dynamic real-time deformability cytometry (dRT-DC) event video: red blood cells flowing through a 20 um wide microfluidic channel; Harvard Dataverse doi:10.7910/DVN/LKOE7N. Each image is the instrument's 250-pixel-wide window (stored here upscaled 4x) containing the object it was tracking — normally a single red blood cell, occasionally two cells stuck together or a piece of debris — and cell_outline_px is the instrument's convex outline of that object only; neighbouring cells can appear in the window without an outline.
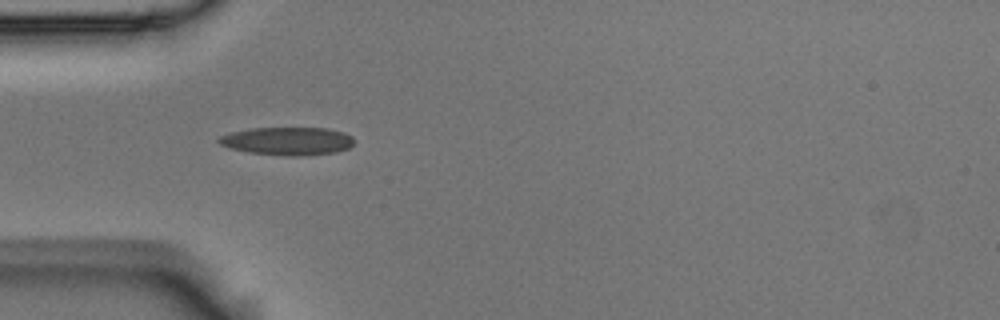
{"species": "Egyptian fruit bat (a non-hibernating species)", "species_latin": "Rousettus aegyptiacus", "temperature_condition": "room temperature", "stored_images_in_passage": 39, "camera_frame_rate_fps": 3000, "um_per_image_px": 0.085, "animal": {"sex": "male"}, "frame": {"image": 1, "passage_image": 1, "time_ms": 0.0, "image_size_px": [1000, 320], "cell_outline_px": [[352, 144], [348, 148], [336, 152], [300, 156], [284, 156], [248, 152], [228, 148], [220, 144], [216, 140], [220, 136], [232, 132], [252, 128], [328, 128], [344, 132], [352, 136]], "centroid_in_image_um": [24.42, 11.99], "position_along_channel_um": 60.6, "area_um2": 22.14}}
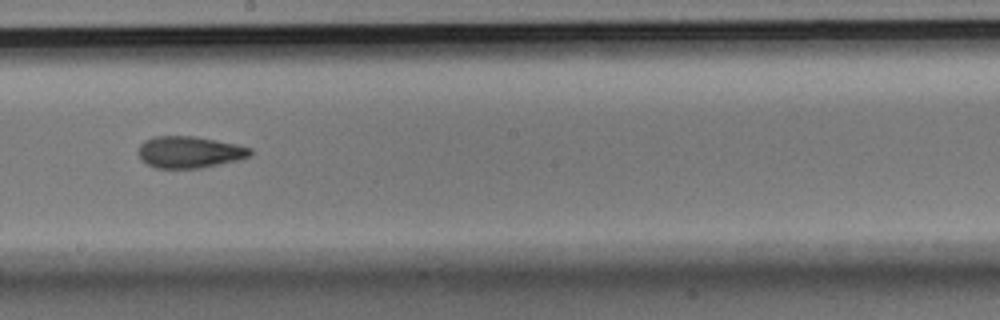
{"frame": {"image": 2, "passage_image": 15, "time_ms": 4.667, "image_size_px": [1000, 320], "cell_outline_px": [[252, 152], [248, 156], [236, 160], [200, 168], [156, 168], [140, 160], [140, 144], [144, 140], [152, 136], [192, 136], [216, 140], [236, 144], [252, 148]], "centroid_in_image_um": [16.08, 12.92], "position_along_channel_um": 232.1, "area_um2": 20.46}}
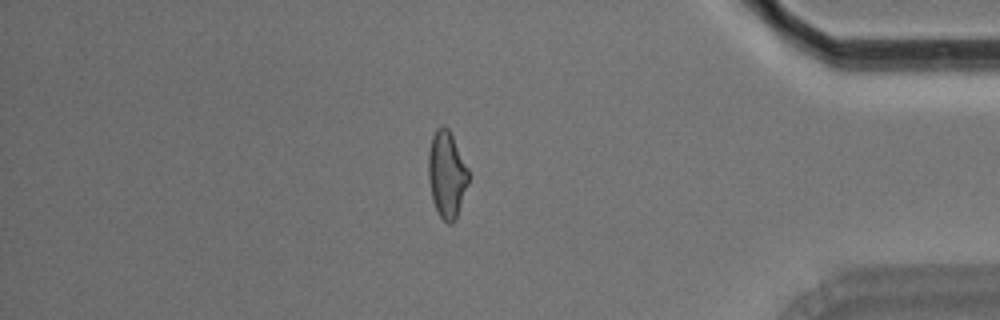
{"frame": {"image": 3, "passage_image": 31, "time_ms": 10.0, "image_size_px": [1000, 320], "cell_outline_px": [[468, 184], [456, 220], [452, 224], [448, 224], [440, 216], [432, 200], [428, 176], [428, 152], [432, 136], [436, 128], [440, 124], [444, 124], [448, 128], [468, 168]], "centroid_in_image_um": [37.96, 14.82], "position_along_channel_um": 397.2, "area_um2": 20.35}, "authors_computed_cell_mechanics": {"area_um2": 20.4612, "velocity_mm_per_s": 3.7027, "shape_relaxation_time_tau1_ms": 7.8561, "shape_relaxation_time_tau2_ms": 2.8144, "deformation_change_tau1": 0.1933, "deformation_change_tau2": 0.1025}}